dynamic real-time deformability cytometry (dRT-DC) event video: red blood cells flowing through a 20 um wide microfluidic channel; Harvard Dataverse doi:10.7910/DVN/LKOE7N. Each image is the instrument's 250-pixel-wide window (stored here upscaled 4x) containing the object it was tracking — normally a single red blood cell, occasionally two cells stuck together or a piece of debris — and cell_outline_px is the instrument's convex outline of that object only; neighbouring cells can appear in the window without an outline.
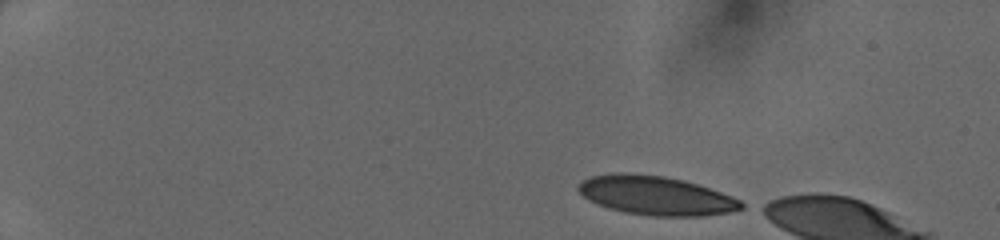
{"species": "human", "species_latin": "Homo sapiens", "temperature_condition": "cold", "stored_images_in_passage": 8, "camera_frame_rate_fps": 3000, "um_per_image_px": 0.085, "donor": {"sex": "female"}, "frame": {"image": 1, "passage_image": 1, "time_ms": 0.0, "image_size_px": [1000, 240], "cell_outline_px": [[748, 204], [744, 208], [728, 212], [704, 216], [652, 216], [624, 212], [608, 208], [596, 204], [588, 200], [576, 188], [584, 180], [592, 176], [612, 172], [624, 172], [664, 176], [684, 180], [732, 196]], "centroid_in_image_um": [55.76, 16.62], "position_along_channel_um": 29.2, "area_um2": 37.11}}